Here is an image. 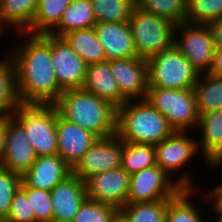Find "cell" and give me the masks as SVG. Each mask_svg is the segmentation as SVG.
<instances>
[{
    "label": "cell",
    "mask_w": 222,
    "mask_h": 222,
    "mask_svg": "<svg viewBox=\"0 0 222 222\" xmlns=\"http://www.w3.org/2000/svg\"><path fill=\"white\" fill-rule=\"evenodd\" d=\"M149 87L165 89L193 88L199 71L175 45L147 59Z\"/></svg>",
    "instance_id": "cell-6"
},
{
    "label": "cell",
    "mask_w": 222,
    "mask_h": 222,
    "mask_svg": "<svg viewBox=\"0 0 222 222\" xmlns=\"http://www.w3.org/2000/svg\"><path fill=\"white\" fill-rule=\"evenodd\" d=\"M118 214V208L86 198L71 222H112Z\"/></svg>",
    "instance_id": "cell-34"
},
{
    "label": "cell",
    "mask_w": 222,
    "mask_h": 222,
    "mask_svg": "<svg viewBox=\"0 0 222 222\" xmlns=\"http://www.w3.org/2000/svg\"><path fill=\"white\" fill-rule=\"evenodd\" d=\"M198 114L222 109V78L200 74L193 87Z\"/></svg>",
    "instance_id": "cell-26"
},
{
    "label": "cell",
    "mask_w": 222,
    "mask_h": 222,
    "mask_svg": "<svg viewBox=\"0 0 222 222\" xmlns=\"http://www.w3.org/2000/svg\"><path fill=\"white\" fill-rule=\"evenodd\" d=\"M182 176V177H181ZM173 181L157 164L130 175L127 203L153 202L171 199L182 188H196L189 174Z\"/></svg>",
    "instance_id": "cell-7"
},
{
    "label": "cell",
    "mask_w": 222,
    "mask_h": 222,
    "mask_svg": "<svg viewBox=\"0 0 222 222\" xmlns=\"http://www.w3.org/2000/svg\"><path fill=\"white\" fill-rule=\"evenodd\" d=\"M11 116L24 128L37 157L57 154L55 104L21 103Z\"/></svg>",
    "instance_id": "cell-4"
},
{
    "label": "cell",
    "mask_w": 222,
    "mask_h": 222,
    "mask_svg": "<svg viewBox=\"0 0 222 222\" xmlns=\"http://www.w3.org/2000/svg\"><path fill=\"white\" fill-rule=\"evenodd\" d=\"M4 222H35V213L31 208L27 192L21 186L14 194Z\"/></svg>",
    "instance_id": "cell-37"
},
{
    "label": "cell",
    "mask_w": 222,
    "mask_h": 222,
    "mask_svg": "<svg viewBox=\"0 0 222 222\" xmlns=\"http://www.w3.org/2000/svg\"><path fill=\"white\" fill-rule=\"evenodd\" d=\"M174 45L200 74L208 73L213 61L214 44L207 24L183 22L176 25Z\"/></svg>",
    "instance_id": "cell-9"
},
{
    "label": "cell",
    "mask_w": 222,
    "mask_h": 222,
    "mask_svg": "<svg viewBox=\"0 0 222 222\" xmlns=\"http://www.w3.org/2000/svg\"><path fill=\"white\" fill-rule=\"evenodd\" d=\"M81 89L93 93L116 108L127 101L119 91L117 81L110 69V61L107 60L87 65Z\"/></svg>",
    "instance_id": "cell-21"
},
{
    "label": "cell",
    "mask_w": 222,
    "mask_h": 222,
    "mask_svg": "<svg viewBox=\"0 0 222 222\" xmlns=\"http://www.w3.org/2000/svg\"><path fill=\"white\" fill-rule=\"evenodd\" d=\"M0 222H4V219L0 216Z\"/></svg>",
    "instance_id": "cell-46"
},
{
    "label": "cell",
    "mask_w": 222,
    "mask_h": 222,
    "mask_svg": "<svg viewBox=\"0 0 222 222\" xmlns=\"http://www.w3.org/2000/svg\"><path fill=\"white\" fill-rule=\"evenodd\" d=\"M187 131H174L168 138L156 144V164L161 167L169 176L174 171L178 173L184 166H187L198 150L197 140L192 139Z\"/></svg>",
    "instance_id": "cell-13"
},
{
    "label": "cell",
    "mask_w": 222,
    "mask_h": 222,
    "mask_svg": "<svg viewBox=\"0 0 222 222\" xmlns=\"http://www.w3.org/2000/svg\"><path fill=\"white\" fill-rule=\"evenodd\" d=\"M168 199L127 203L119 209L125 222H165Z\"/></svg>",
    "instance_id": "cell-30"
},
{
    "label": "cell",
    "mask_w": 222,
    "mask_h": 222,
    "mask_svg": "<svg viewBox=\"0 0 222 222\" xmlns=\"http://www.w3.org/2000/svg\"><path fill=\"white\" fill-rule=\"evenodd\" d=\"M28 195L35 222H52L53 206L50 191L32 187H22Z\"/></svg>",
    "instance_id": "cell-36"
},
{
    "label": "cell",
    "mask_w": 222,
    "mask_h": 222,
    "mask_svg": "<svg viewBox=\"0 0 222 222\" xmlns=\"http://www.w3.org/2000/svg\"><path fill=\"white\" fill-rule=\"evenodd\" d=\"M19 34L24 41L28 39L21 42L20 47L16 45L10 55L19 100L21 103L54 104L63 90L58 85L52 65L51 35Z\"/></svg>",
    "instance_id": "cell-1"
},
{
    "label": "cell",
    "mask_w": 222,
    "mask_h": 222,
    "mask_svg": "<svg viewBox=\"0 0 222 222\" xmlns=\"http://www.w3.org/2000/svg\"><path fill=\"white\" fill-rule=\"evenodd\" d=\"M37 155L29 143L24 128L7 116L6 142L1 167L23 175L36 161Z\"/></svg>",
    "instance_id": "cell-15"
},
{
    "label": "cell",
    "mask_w": 222,
    "mask_h": 222,
    "mask_svg": "<svg viewBox=\"0 0 222 222\" xmlns=\"http://www.w3.org/2000/svg\"><path fill=\"white\" fill-rule=\"evenodd\" d=\"M94 29L107 61L138 57L129 22L96 23Z\"/></svg>",
    "instance_id": "cell-20"
},
{
    "label": "cell",
    "mask_w": 222,
    "mask_h": 222,
    "mask_svg": "<svg viewBox=\"0 0 222 222\" xmlns=\"http://www.w3.org/2000/svg\"><path fill=\"white\" fill-rule=\"evenodd\" d=\"M110 69L126 100L145 99L149 87L146 59L134 57L111 60Z\"/></svg>",
    "instance_id": "cell-14"
},
{
    "label": "cell",
    "mask_w": 222,
    "mask_h": 222,
    "mask_svg": "<svg viewBox=\"0 0 222 222\" xmlns=\"http://www.w3.org/2000/svg\"><path fill=\"white\" fill-rule=\"evenodd\" d=\"M154 165H156V151L153 145L122 140L121 167L129 175Z\"/></svg>",
    "instance_id": "cell-29"
},
{
    "label": "cell",
    "mask_w": 222,
    "mask_h": 222,
    "mask_svg": "<svg viewBox=\"0 0 222 222\" xmlns=\"http://www.w3.org/2000/svg\"><path fill=\"white\" fill-rule=\"evenodd\" d=\"M58 113L98 138L116 134L117 108L83 89H70L61 93L54 103Z\"/></svg>",
    "instance_id": "cell-2"
},
{
    "label": "cell",
    "mask_w": 222,
    "mask_h": 222,
    "mask_svg": "<svg viewBox=\"0 0 222 222\" xmlns=\"http://www.w3.org/2000/svg\"><path fill=\"white\" fill-rule=\"evenodd\" d=\"M208 74L222 78V50H214L213 61Z\"/></svg>",
    "instance_id": "cell-40"
},
{
    "label": "cell",
    "mask_w": 222,
    "mask_h": 222,
    "mask_svg": "<svg viewBox=\"0 0 222 222\" xmlns=\"http://www.w3.org/2000/svg\"><path fill=\"white\" fill-rule=\"evenodd\" d=\"M217 217V221L215 220V222H222V215H218L216 216Z\"/></svg>",
    "instance_id": "cell-43"
},
{
    "label": "cell",
    "mask_w": 222,
    "mask_h": 222,
    "mask_svg": "<svg viewBox=\"0 0 222 222\" xmlns=\"http://www.w3.org/2000/svg\"><path fill=\"white\" fill-rule=\"evenodd\" d=\"M52 222H71L81 204L86 200L85 181L71 173L51 191Z\"/></svg>",
    "instance_id": "cell-17"
},
{
    "label": "cell",
    "mask_w": 222,
    "mask_h": 222,
    "mask_svg": "<svg viewBox=\"0 0 222 222\" xmlns=\"http://www.w3.org/2000/svg\"><path fill=\"white\" fill-rule=\"evenodd\" d=\"M196 191V188H182L173 198L168 199L165 222H203L200 209L191 200Z\"/></svg>",
    "instance_id": "cell-28"
},
{
    "label": "cell",
    "mask_w": 222,
    "mask_h": 222,
    "mask_svg": "<svg viewBox=\"0 0 222 222\" xmlns=\"http://www.w3.org/2000/svg\"><path fill=\"white\" fill-rule=\"evenodd\" d=\"M70 4L71 0H38L32 25L25 32L32 35L49 34Z\"/></svg>",
    "instance_id": "cell-25"
},
{
    "label": "cell",
    "mask_w": 222,
    "mask_h": 222,
    "mask_svg": "<svg viewBox=\"0 0 222 222\" xmlns=\"http://www.w3.org/2000/svg\"><path fill=\"white\" fill-rule=\"evenodd\" d=\"M38 0H0V26L15 27L18 32H25L33 22Z\"/></svg>",
    "instance_id": "cell-23"
},
{
    "label": "cell",
    "mask_w": 222,
    "mask_h": 222,
    "mask_svg": "<svg viewBox=\"0 0 222 222\" xmlns=\"http://www.w3.org/2000/svg\"><path fill=\"white\" fill-rule=\"evenodd\" d=\"M112 222H125L124 219L118 214Z\"/></svg>",
    "instance_id": "cell-42"
},
{
    "label": "cell",
    "mask_w": 222,
    "mask_h": 222,
    "mask_svg": "<svg viewBox=\"0 0 222 222\" xmlns=\"http://www.w3.org/2000/svg\"><path fill=\"white\" fill-rule=\"evenodd\" d=\"M128 22L139 58L147 60L174 45L176 24L172 21L136 5Z\"/></svg>",
    "instance_id": "cell-5"
},
{
    "label": "cell",
    "mask_w": 222,
    "mask_h": 222,
    "mask_svg": "<svg viewBox=\"0 0 222 222\" xmlns=\"http://www.w3.org/2000/svg\"><path fill=\"white\" fill-rule=\"evenodd\" d=\"M57 154L73 168L98 137L64 119L57 111Z\"/></svg>",
    "instance_id": "cell-16"
},
{
    "label": "cell",
    "mask_w": 222,
    "mask_h": 222,
    "mask_svg": "<svg viewBox=\"0 0 222 222\" xmlns=\"http://www.w3.org/2000/svg\"><path fill=\"white\" fill-rule=\"evenodd\" d=\"M197 127L201 132L197 139L201 157L208 168L222 167V109L200 114Z\"/></svg>",
    "instance_id": "cell-19"
},
{
    "label": "cell",
    "mask_w": 222,
    "mask_h": 222,
    "mask_svg": "<svg viewBox=\"0 0 222 222\" xmlns=\"http://www.w3.org/2000/svg\"><path fill=\"white\" fill-rule=\"evenodd\" d=\"M21 183L22 175L0 166V216L3 219L7 217L14 194Z\"/></svg>",
    "instance_id": "cell-35"
},
{
    "label": "cell",
    "mask_w": 222,
    "mask_h": 222,
    "mask_svg": "<svg viewBox=\"0 0 222 222\" xmlns=\"http://www.w3.org/2000/svg\"><path fill=\"white\" fill-rule=\"evenodd\" d=\"M222 18V0H187L185 22L208 24Z\"/></svg>",
    "instance_id": "cell-33"
},
{
    "label": "cell",
    "mask_w": 222,
    "mask_h": 222,
    "mask_svg": "<svg viewBox=\"0 0 222 222\" xmlns=\"http://www.w3.org/2000/svg\"><path fill=\"white\" fill-rule=\"evenodd\" d=\"M3 31H5V30L0 26V35H2Z\"/></svg>",
    "instance_id": "cell-45"
},
{
    "label": "cell",
    "mask_w": 222,
    "mask_h": 222,
    "mask_svg": "<svg viewBox=\"0 0 222 222\" xmlns=\"http://www.w3.org/2000/svg\"><path fill=\"white\" fill-rule=\"evenodd\" d=\"M136 5H139L143 0H134Z\"/></svg>",
    "instance_id": "cell-44"
},
{
    "label": "cell",
    "mask_w": 222,
    "mask_h": 222,
    "mask_svg": "<svg viewBox=\"0 0 222 222\" xmlns=\"http://www.w3.org/2000/svg\"><path fill=\"white\" fill-rule=\"evenodd\" d=\"M145 99L167 118L175 131L197 128L199 114L193 88L177 90L148 87Z\"/></svg>",
    "instance_id": "cell-8"
},
{
    "label": "cell",
    "mask_w": 222,
    "mask_h": 222,
    "mask_svg": "<svg viewBox=\"0 0 222 222\" xmlns=\"http://www.w3.org/2000/svg\"><path fill=\"white\" fill-rule=\"evenodd\" d=\"M72 173V168L58 155L39 156L22 175L21 187L51 191Z\"/></svg>",
    "instance_id": "cell-18"
},
{
    "label": "cell",
    "mask_w": 222,
    "mask_h": 222,
    "mask_svg": "<svg viewBox=\"0 0 222 222\" xmlns=\"http://www.w3.org/2000/svg\"><path fill=\"white\" fill-rule=\"evenodd\" d=\"M51 57L59 87L63 91L80 89L84 82L87 64L63 37L51 35Z\"/></svg>",
    "instance_id": "cell-12"
},
{
    "label": "cell",
    "mask_w": 222,
    "mask_h": 222,
    "mask_svg": "<svg viewBox=\"0 0 222 222\" xmlns=\"http://www.w3.org/2000/svg\"><path fill=\"white\" fill-rule=\"evenodd\" d=\"M7 116L0 117V166L6 142Z\"/></svg>",
    "instance_id": "cell-41"
},
{
    "label": "cell",
    "mask_w": 222,
    "mask_h": 222,
    "mask_svg": "<svg viewBox=\"0 0 222 222\" xmlns=\"http://www.w3.org/2000/svg\"><path fill=\"white\" fill-rule=\"evenodd\" d=\"M175 130L146 99L127 100L117 108L116 135L124 142L155 146Z\"/></svg>",
    "instance_id": "cell-3"
},
{
    "label": "cell",
    "mask_w": 222,
    "mask_h": 222,
    "mask_svg": "<svg viewBox=\"0 0 222 222\" xmlns=\"http://www.w3.org/2000/svg\"><path fill=\"white\" fill-rule=\"evenodd\" d=\"M207 25L212 35L214 50H222V18Z\"/></svg>",
    "instance_id": "cell-38"
},
{
    "label": "cell",
    "mask_w": 222,
    "mask_h": 222,
    "mask_svg": "<svg viewBox=\"0 0 222 222\" xmlns=\"http://www.w3.org/2000/svg\"><path fill=\"white\" fill-rule=\"evenodd\" d=\"M138 6L148 13L164 17L176 25L185 22L187 0H143Z\"/></svg>",
    "instance_id": "cell-32"
},
{
    "label": "cell",
    "mask_w": 222,
    "mask_h": 222,
    "mask_svg": "<svg viewBox=\"0 0 222 222\" xmlns=\"http://www.w3.org/2000/svg\"><path fill=\"white\" fill-rule=\"evenodd\" d=\"M205 195L207 199L211 198L213 201V208L211 209L213 210L212 212H214L216 216L222 215V183L221 185L215 186L211 192ZM207 195H209V197Z\"/></svg>",
    "instance_id": "cell-39"
},
{
    "label": "cell",
    "mask_w": 222,
    "mask_h": 222,
    "mask_svg": "<svg viewBox=\"0 0 222 222\" xmlns=\"http://www.w3.org/2000/svg\"><path fill=\"white\" fill-rule=\"evenodd\" d=\"M96 23L128 22L133 8L134 0H91Z\"/></svg>",
    "instance_id": "cell-31"
},
{
    "label": "cell",
    "mask_w": 222,
    "mask_h": 222,
    "mask_svg": "<svg viewBox=\"0 0 222 222\" xmlns=\"http://www.w3.org/2000/svg\"><path fill=\"white\" fill-rule=\"evenodd\" d=\"M7 57L0 60V117L11 116L21 104L14 64L11 57Z\"/></svg>",
    "instance_id": "cell-27"
},
{
    "label": "cell",
    "mask_w": 222,
    "mask_h": 222,
    "mask_svg": "<svg viewBox=\"0 0 222 222\" xmlns=\"http://www.w3.org/2000/svg\"><path fill=\"white\" fill-rule=\"evenodd\" d=\"M63 38L87 65L106 61L94 27L69 32Z\"/></svg>",
    "instance_id": "cell-24"
},
{
    "label": "cell",
    "mask_w": 222,
    "mask_h": 222,
    "mask_svg": "<svg viewBox=\"0 0 222 222\" xmlns=\"http://www.w3.org/2000/svg\"><path fill=\"white\" fill-rule=\"evenodd\" d=\"M122 140L116 135L98 138L72 168L81 180L121 166Z\"/></svg>",
    "instance_id": "cell-10"
},
{
    "label": "cell",
    "mask_w": 222,
    "mask_h": 222,
    "mask_svg": "<svg viewBox=\"0 0 222 222\" xmlns=\"http://www.w3.org/2000/svg\"><path fill=\"white\" fill-rule=\"evenodd\" d=\"M95 24L91 0H71L58 25L49 34L63 37L72 31L94 27Z\"/></svg>",
    "instance_id": "cell-22"
},
{
    "label": "cell",
    "mask_w": 222,
    "mask_h": 222,
    "mask_svg": "<svg viewBox=\"0 0 222 222\" xmlns=\"http://www.w3.org/2000/svg\"><path fill=\"white\" fill-rule=\"evenodd\" d=\"M130 175L120 166L85 180L87 198L118 209L127 204Z\"/></svg>",
    "instance_id": "cell-11"
}]
</instances>
